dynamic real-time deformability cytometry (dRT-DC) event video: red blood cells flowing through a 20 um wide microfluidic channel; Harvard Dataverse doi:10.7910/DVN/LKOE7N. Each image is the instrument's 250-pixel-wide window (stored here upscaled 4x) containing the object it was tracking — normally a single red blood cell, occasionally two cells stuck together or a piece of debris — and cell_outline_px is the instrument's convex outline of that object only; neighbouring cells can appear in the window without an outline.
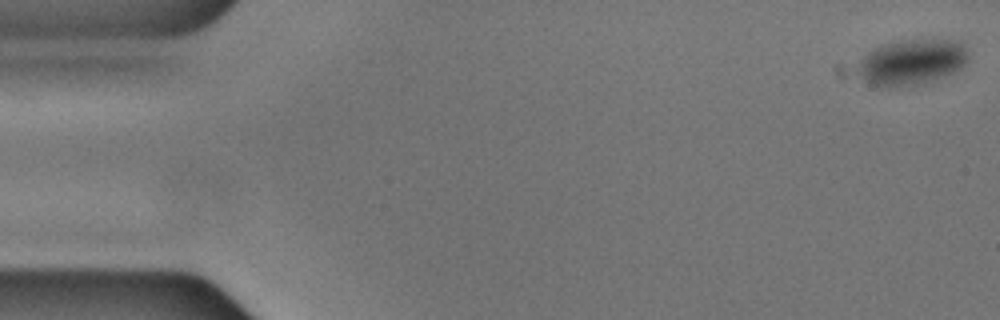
{"species": "common noctule bat (a hibernating species)", "species_latin": "Nyctalus noctula", "temperature_condition": "cold", "stored_images_in_passage": 8, "camera_frame_rate_fps": 3000, "um_per_image_px": 0.085, "animal": {"sex": "male", "body_mass_g": 17.9, "forearm_length_mm": 54.2}, "frame": {"image": 1, "passage_image": 1, "time_ms": 0.0, "image_size_px": [1000, 320], "cell_outline_px": [[968, 60], [960, 68], [944, 76], [916, 84], [892, 88], [884, 88], [868, 80], [860, 72], [860, 60], [868, 52], [876, 48], [888, 44], [904, 40], [956, 40], [964, 44], [968, 52]], "centroid_in_image_um": [77.57, 5.26], "position_along_channel_um": 7.4, "area_um2": 28.5}}